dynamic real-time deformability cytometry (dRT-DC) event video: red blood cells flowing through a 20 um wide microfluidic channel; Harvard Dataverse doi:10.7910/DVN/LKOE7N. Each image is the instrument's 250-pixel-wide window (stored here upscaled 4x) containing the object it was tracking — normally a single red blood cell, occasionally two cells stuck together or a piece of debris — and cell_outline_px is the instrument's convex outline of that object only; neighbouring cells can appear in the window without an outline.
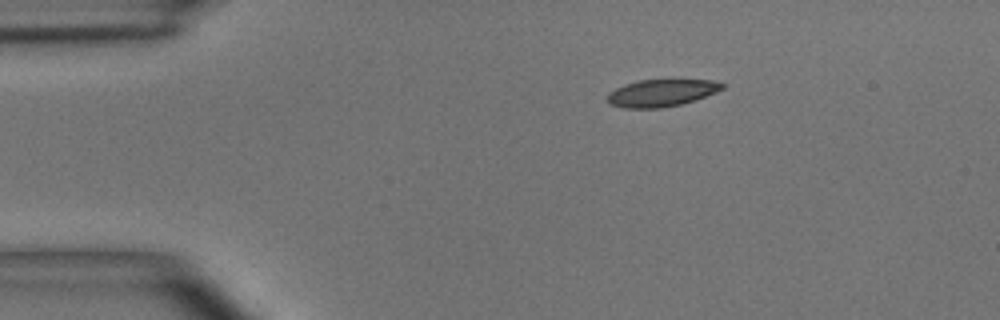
{"species": "common noctule bat (a hibernating species)", "species_latin": "Nyctalus noctula", "temperature_condition": "room temperature", "stored_images_in_passage": 5, "camera_frame_rate_fps": 3000, "um_per_image_px": 0.085, "animal": {"sex": "male", "body_mass_g": 15.6}, "frame": {"image": 1, "passage_image": 1, "time_ms": 0.0, "image_size_px": [1000, 320], "cell_outline_px": [[728, 84], [724, 88], [716, 92], [680, 104], [660, 108], [624, 108], [612, 104], [608, 100], [608, 92], [624, 84], [640, 80], [672, 76], [712, 80]], "centroid_in_image_um": [56.3, 7.82], "position_along_channel_um": 28.7, "area_um2": 19.02}}
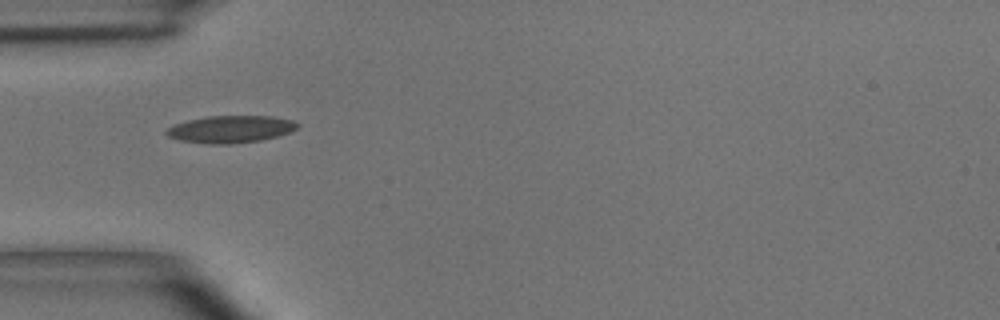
{"frame": {"image": 2, "passage_image": 3, "time_ms": 2.333, "image_size_px": [1000, 320], "cell_outline_px": [[300, 128], [276, 136], [260, 140], [228, 144], [212, 144], [180, 140], [168, 136], [164, 132], [168, 128], [176, 124], [188, 120], [208, 116], [272, 116], [292, 120], [300, 124]], "centroid_in_image_um": [19.62, 10.97], "position_along_channel_um": 65.4, "area_um2": 20.58}}
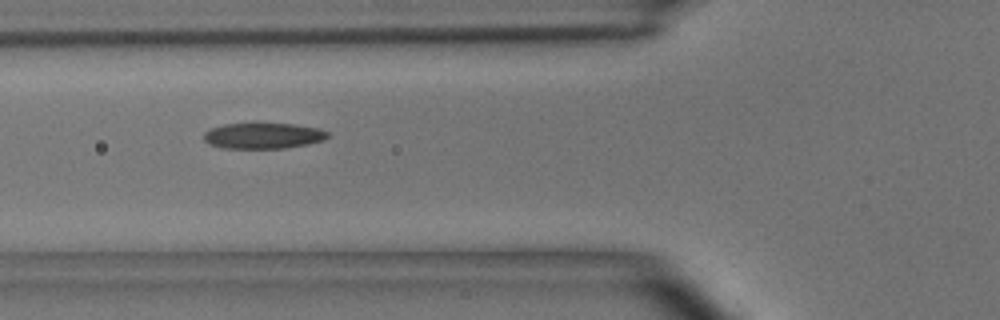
{"frame": {"image": 3, "passage_image": 4, "time_ms": 3.333, "image_size_px": [1000, 320], "cell_outline_px": [[328, 136], [324, 140], [308, 144], [284, 148], [224, 148], [212, 144], [204, 140], [204, 132], [212, 128], [224, 124], [292, 124], [320, 128], [328, 132]], "centroid_in_image_um": [22.4, 11.54], "position_along_channel_um": 103.4, "area_um2": 18.38}}